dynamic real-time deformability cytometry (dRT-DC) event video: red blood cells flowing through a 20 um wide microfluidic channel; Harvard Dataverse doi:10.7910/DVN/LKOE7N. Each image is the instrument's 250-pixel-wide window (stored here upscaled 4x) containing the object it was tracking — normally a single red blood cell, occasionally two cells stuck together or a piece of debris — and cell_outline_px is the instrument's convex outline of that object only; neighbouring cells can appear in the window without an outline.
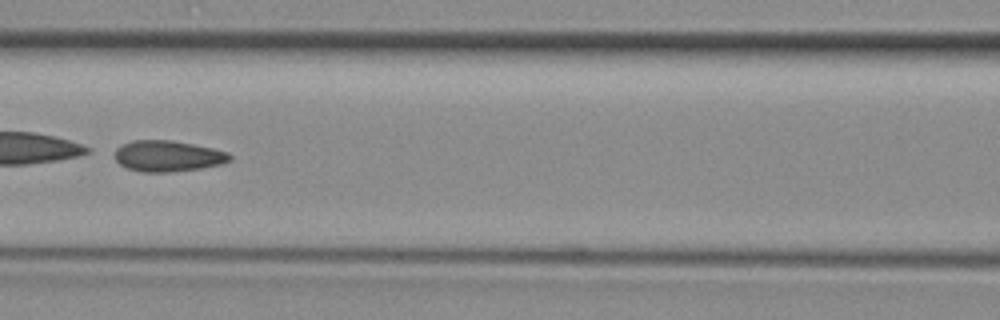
{"species": "common noctule bat (a hibernating species)", "species_latin": "Nyctalus noctula", "temperature_condition": "room temperature", "stored_images_in_passage": 45, "camera_frame_rate_fps": 3000, "um_per_image_px": 0.085, "animal": {"sex": "female", "body_mass_g": 29.2, "forearm_length_mm": 56.3}, "frame": {"image": 1, "passage_image": 20, "time_ms": 6.333, "image_size_px": [1000, 320], "cell_outline_px": [[232, 160], [224, 164], [204, 168], [172, 172], [144, 172], [128, 168], [120, 164], [112, 156], [116, 148], [132, 140], [172, 140], [212, 148], [228, 152], [232, 156]], "centroid_in_image_um": [14.29, 13.27], "position_along_channel_um": 152.3, "area_um2": 21.04}}
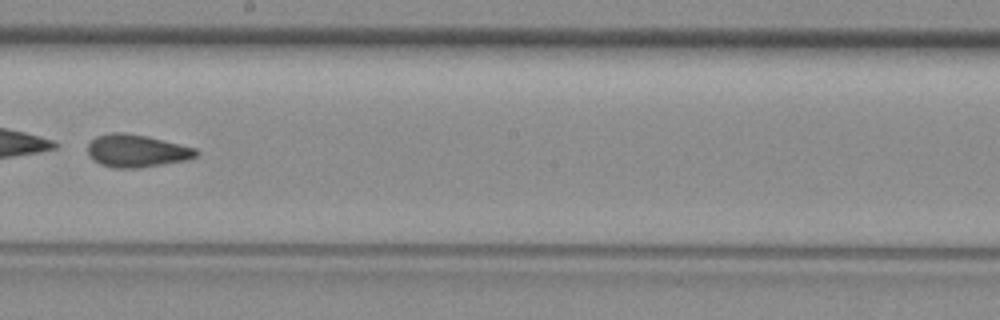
{"frame": {"image": 2, "passage_image": 26, "time_ms": 8.333, "image_size_px": [1000, 320], "cell_outline_px": [[200, 156], [188, 160], [140, 168], [112, 168], [100, 164], [92, 160], [88, 156], [88, 144], [96, 136], [112, 132], [124, 132], [148, 136], [196, 148], [200, 152]], "centroid_in_image_um": [11.64, 12.83], "position_along_channel_um": 236.6, "area_um2": 21.04}}